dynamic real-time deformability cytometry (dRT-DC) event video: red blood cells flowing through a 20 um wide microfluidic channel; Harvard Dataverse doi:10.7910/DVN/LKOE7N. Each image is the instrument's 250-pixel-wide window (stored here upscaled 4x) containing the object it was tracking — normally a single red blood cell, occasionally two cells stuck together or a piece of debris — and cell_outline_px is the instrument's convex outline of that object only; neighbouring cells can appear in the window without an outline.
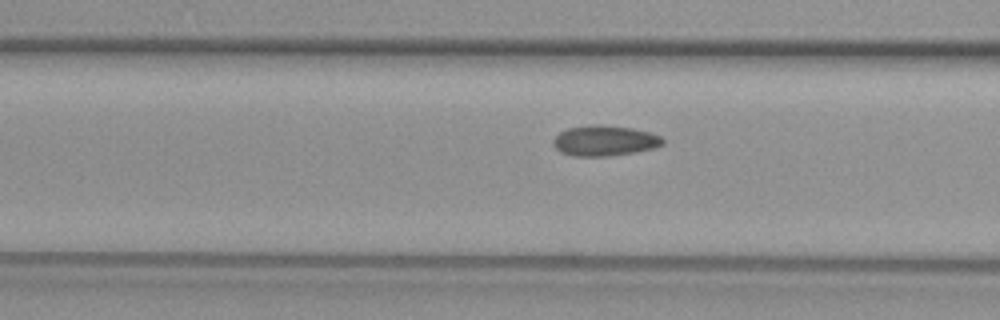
{"species": "common noctule bat (a hibernating species)", "species_latin": "Nyctalus noctula", "temperature_condition": "warm", "stored_images_in_passage": 19, "camera_frame_rate_fps": 3000, "um_per_image_px": 0.085, "animal": {"sex": "female", "body_mass_g": 29.2, "forearm_length_mm": 56.3}, "frame": {"image": 1, "passage_image": 17, "time_ms": 5.333, "image_size_px": [1000, 320], "cell_outline_px": [[664, 144], [652, 148], [636, 152], [608, 156], [576, 156], [560, 152], [552, 144], [552, 140], [560, 132], [568, 128], [588, 124], [600, 124], [632, 128], [648, 132], [660, 136], [664, 140]], "centroid_in_image_um": [51.36, 11.95], "position_along_channel_um": 115.2, "area_um2": 19.48}}